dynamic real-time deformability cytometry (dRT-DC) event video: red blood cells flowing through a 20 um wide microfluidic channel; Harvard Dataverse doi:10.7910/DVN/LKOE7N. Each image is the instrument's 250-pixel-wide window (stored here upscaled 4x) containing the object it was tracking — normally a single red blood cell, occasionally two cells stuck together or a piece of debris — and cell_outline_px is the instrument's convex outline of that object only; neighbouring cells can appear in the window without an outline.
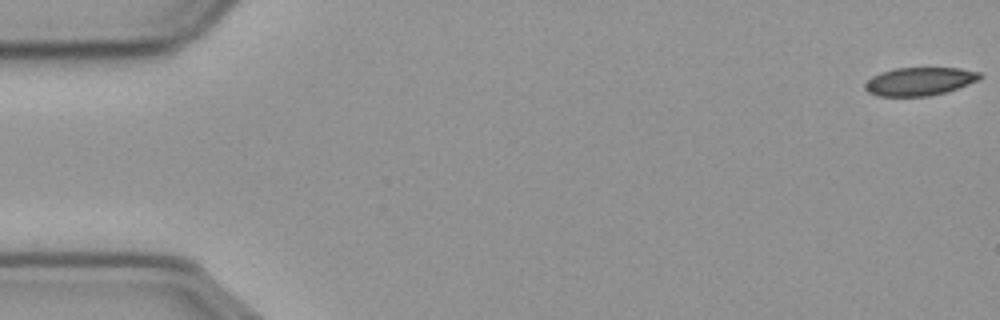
{"species": "common noctule bat (a hibernating species)", "species_latin": "Nyctalus noctula", "temperature_condition": "cold", "stored_images_in_passage": 13, "camera_frame_rate_fps": 3000, "um_per_image_px": 0.085, "animal": {"sex": "male", "body_mass_g": 23.1, "forearm_length_mm": 52.7}, "frame": {"image": 1, "passage_image": 1, "time_ms": 0.0, "image_size_px": [1000, 320], "cell_outline_px": [[984, 76], [980, 80], [944, 92], [928, 96], [876, 96], [868, 92], [864, 88], [864, 84], [872, 76], [880, 72], [896, 68], [960, 68], [980, 72]], "centroid_in_image_um": [78.16, 6.91], "position_along_channel_um": 6.8, "area_um2": 18.9}}